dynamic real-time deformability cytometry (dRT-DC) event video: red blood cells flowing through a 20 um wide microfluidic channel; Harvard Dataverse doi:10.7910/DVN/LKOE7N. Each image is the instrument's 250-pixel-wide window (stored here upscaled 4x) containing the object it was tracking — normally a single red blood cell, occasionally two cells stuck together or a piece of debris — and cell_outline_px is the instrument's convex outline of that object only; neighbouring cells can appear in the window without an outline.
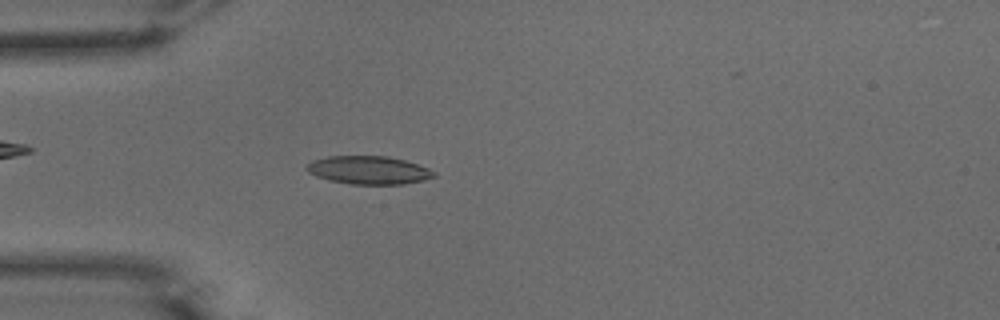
{"species": "common noctule bat (a hibernating species)", "species_latin": "Nyctalus noctula", "temperature_condition": "warm", "stored_images_in_passage": 52, "camera_frame_rate_fps": 3000, "um_per_image_px": 0.085, "animal": {"sex": "male", "body_mass_g": 15.6}, "frame": {"image": 1, "passage_image": 14, "time_ms": 4.333, "image_size_px": [1000, 320], "cell_outline_px": [[436, 176], [424, 180], [404, 184], [352, 184], [328, 180], [316, 176], [308, 172], [304, 168], [312, 160], [328, 156], [388, 156], [404, 160], [428, 168], [436, 172]], "centroid_in_image_um": [31.32, 14.46], "position_along_channel_um": 53.7, "area_um2": 20.92}}
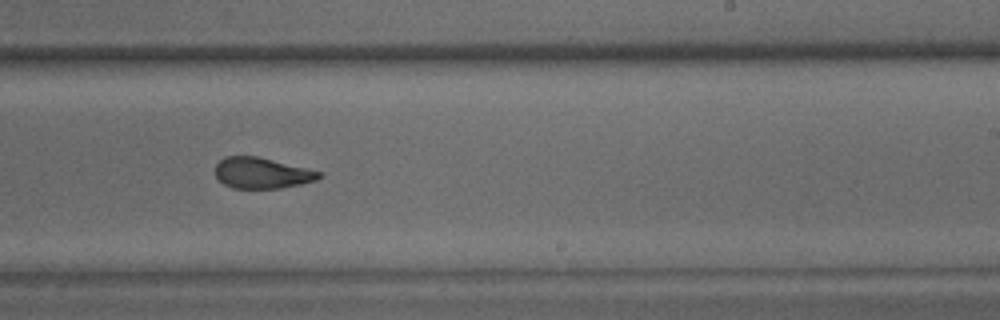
{"frame": {"image": 2, "passage_image": 31, "time_ms": 10.0, "image_size_px": [1000, 320], "cell_outline_px": [[324, 176], [316, 180], [300, 184], [280, 188], [232, 188], [224, 184], [216, 176], [216, 164], [224, 156], [256, 156], [324, 172]], "centroid_in_image_um": [22.29, 14.7], "position_along_channel_um": 266.7, "area_um2": 18.67}}
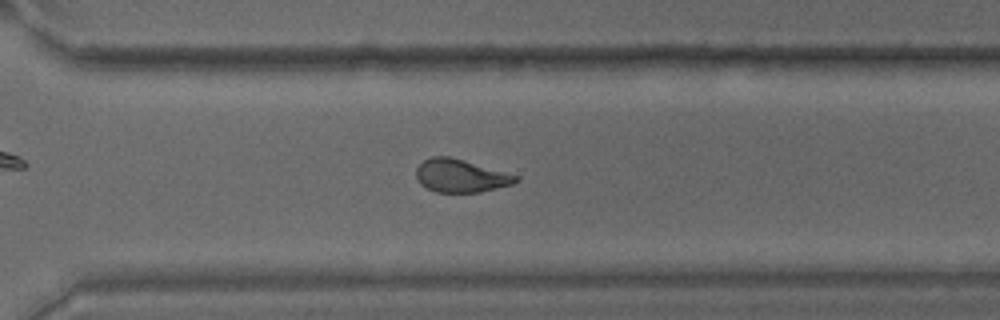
{"frame": {"image": 3, "passage_image": 36, "time_ms": 11.667, "image_size_px": [1000, 320], "cell_outline_px": [[520, 180], [512, 184], [480, 192], [436, 192], [420, 184], [416, 180], [416, 168], [424, 160], [432, 156], [448, 156], [464, 160], [520, 176]], "centroid_in_image_um": [39.15, 14.94], "position_along_channel_um": 331.5, "area_um2": 19.13}, "authors_computed_cell_mechanics": {"area_um2": 20.0566, "velocity_mm_per_s": 3.8864, "shape_relaxation_time_tau1_ms": 7.0253, "shape_relaxation_time_tau2_ms": 1.4043, "deformation_change_tau1": 0.2119, "deformation_change_tau2": 0.0773}}